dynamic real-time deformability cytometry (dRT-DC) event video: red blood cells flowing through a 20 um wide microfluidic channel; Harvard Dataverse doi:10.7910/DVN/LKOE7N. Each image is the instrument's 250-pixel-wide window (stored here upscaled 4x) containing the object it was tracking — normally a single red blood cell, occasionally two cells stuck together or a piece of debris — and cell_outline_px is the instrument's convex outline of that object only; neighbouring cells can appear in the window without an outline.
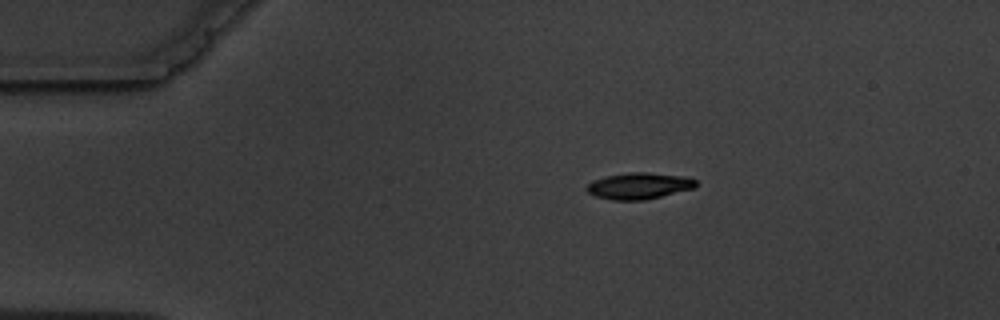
{"species": "common noctule bat (a hibernating species)", "species_latin": "Nyctalus noctula", "temperature_condition": "warm", "stored_images_in_passage": 3, "camera_frame_rate_fps": 3000, "um_per_image_px": 0.085, "animal": {"sex": "male", "body_mass_g": 19.5, "forearm_length_mm": 54.6}, "frame": {"image": 1, "passage_image": 3, "time_ms": 3.0, "image_size_px": [1000, 320], "cell_outline_px": [[696, 188], [644, 200], [612, 200], [596, 196], [588, 192], [584, 188], [592, 180], [604, 176], [628, 172], [648, 172], [684, 176], [696, 180]], "centroid_in_image_um": [54.3, 15.79], "position_along_channel_um": 30.7, "area_um2": 16.94}}